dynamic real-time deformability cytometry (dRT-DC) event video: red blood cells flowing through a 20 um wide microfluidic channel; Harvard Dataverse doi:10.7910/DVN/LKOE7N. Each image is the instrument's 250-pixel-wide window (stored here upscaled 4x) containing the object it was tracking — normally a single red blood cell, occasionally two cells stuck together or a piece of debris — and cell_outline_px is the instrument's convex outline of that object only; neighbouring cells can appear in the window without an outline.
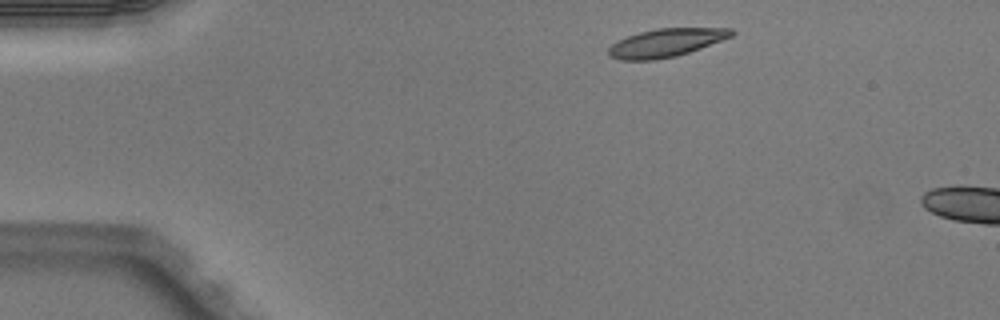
{"species": "Egyptian fruit bat (a non-hibernating species)", "species_latin": "Rousettus aegyptiacus", "temperature_condition": "warm", "stored_images_in_passage": 2, "camera_frame_rate_fps": 3000, "um_per_image_px": 0.085, "animal": {"sex": "male"}, "frame": {"image": 1, "passage_image": 1, "time_ms": 0.0, "image_size_px": [1000, 320], "cell_outline_px": [[736, 32], [732, 36], [700, 48], [676, 56], [656, 60], [620, 60], [608, 56], [608, 48], [612, 44], [628, 36], [640, 32], [656, 28], [732, 28]], "centroid_in_image_um": [56.6, 3.64], "position_along_channel_um": 28.4, "area_um2": 20.11}}